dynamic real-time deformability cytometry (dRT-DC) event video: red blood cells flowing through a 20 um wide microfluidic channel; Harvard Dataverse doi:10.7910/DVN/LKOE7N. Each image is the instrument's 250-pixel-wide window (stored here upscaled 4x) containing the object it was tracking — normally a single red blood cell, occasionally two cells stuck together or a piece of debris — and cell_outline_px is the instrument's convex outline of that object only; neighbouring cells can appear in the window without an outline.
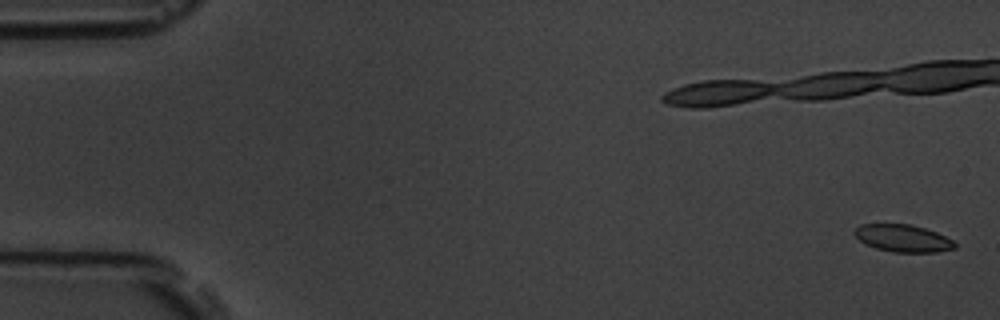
{"species": "common noctule bat (a hibernating species)", "species_latin": "Nyctalus noctula", "temperature_condition": "room temperature", "stored_images_in_passage": 7, "camera_frame_rate_fps": 3000, "um_per_image_px": 0.085, "animal": {"sex": "male", "body_mass_g": 19.5, "forearm_length_mm": 54.6}, "frame": {"image": 1, "passage_image": 1, "time_ms": 0.0, "image_size_px": [1000, 320], "cell_outline_px": [[956, 248], [936, 252], [892, 252], [876, 248], [864, 244], [852, 232], [860, 224], [912, 224], [936, 232], [952, 240], [956, 244]], "centroid_in_image_um": [76.73, 20.25], "position_along_channel_um": 8.3, "area_um2": 15.95}}